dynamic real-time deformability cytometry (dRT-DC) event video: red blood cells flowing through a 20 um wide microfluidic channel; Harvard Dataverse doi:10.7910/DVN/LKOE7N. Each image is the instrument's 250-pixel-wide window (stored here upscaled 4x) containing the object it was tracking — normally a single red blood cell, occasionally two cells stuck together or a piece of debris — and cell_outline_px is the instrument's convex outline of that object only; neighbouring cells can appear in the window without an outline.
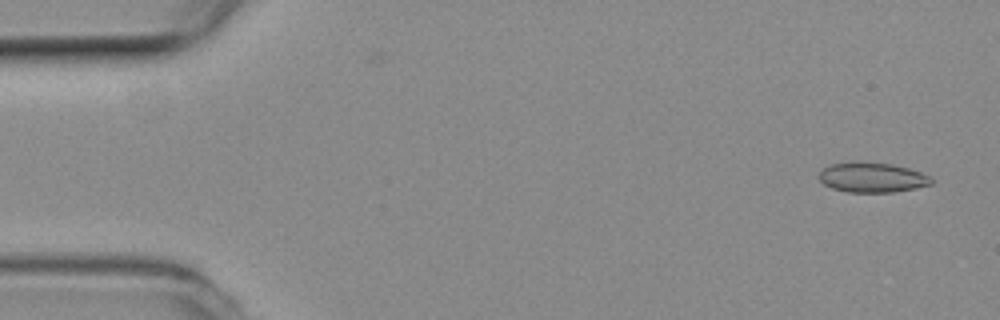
{"species": "common noctule bat (a hibernating species)", "species_latin": "Nyctalus noctula", "temperature_condition": "room temperature", "stored_images_in_passage": 36, "camera_frame_rate_fps": 3000, "um_per_image_px": 0.085, "animal": {"sex": "female", "body_mass_g": 19.3, "forearm_length_mm": 54.1}, "frame": {"image": 1, "passage_image": 3, "time_ms": 0.667, "image_size_px": [1000, 320], "cell_outline_px": [[932, 184], [916, 188], [892, 192], [848, 192], [832, 188], [824, 184], [816, 176], [824, 168], [832, 164], [852, 160], [856, 160], [892, 164], [908, 168], [932, 176]], "centroid_in_image_um": [74.12, 15.06], "position_along_channel_um": 10.9, "area_um2": 19.88}}
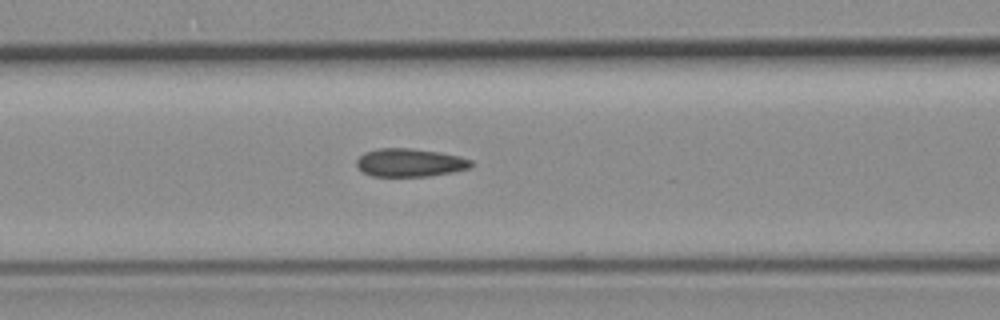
{"frame": {"image": 2, "passage_image": 22, "time_ms": 7.0, "image_size_px": [1000, 320], "cell_outline_px": [[476, 164], [472, 168], [452, 172], [428, 176], [372, 176], [364, 172], [356, 164], [356, 160], [364, 152], [380, 148], [408, 148], [436, 152], [460, 156], [472, 160]], "centroid_in_image_um": [34.89, 13.82], "position_along_channel_um": 131.7, "area_um2": 18.79}}
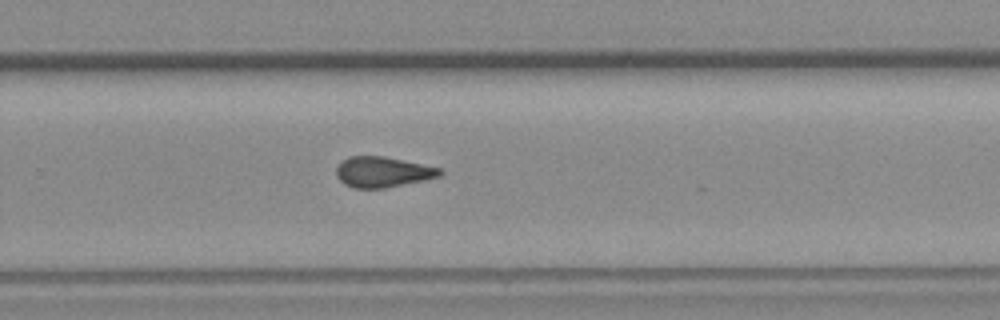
{"frame": {"image": 3, "passage_image": 35, "time_ms": 11.333, "image_size_px": [1000, 320], "cell_outline_px": [[444, 172], [440, 176], [424, 180], [384, 188], [352, 188], [344, 184], [336, 176], [336, 168], [348, 156], [384, 156], [440, 168]], "centroid_in_image_um": [32.52, 14.62], "position_along_channel_um": 297.3, "area_um2": 18.32}}